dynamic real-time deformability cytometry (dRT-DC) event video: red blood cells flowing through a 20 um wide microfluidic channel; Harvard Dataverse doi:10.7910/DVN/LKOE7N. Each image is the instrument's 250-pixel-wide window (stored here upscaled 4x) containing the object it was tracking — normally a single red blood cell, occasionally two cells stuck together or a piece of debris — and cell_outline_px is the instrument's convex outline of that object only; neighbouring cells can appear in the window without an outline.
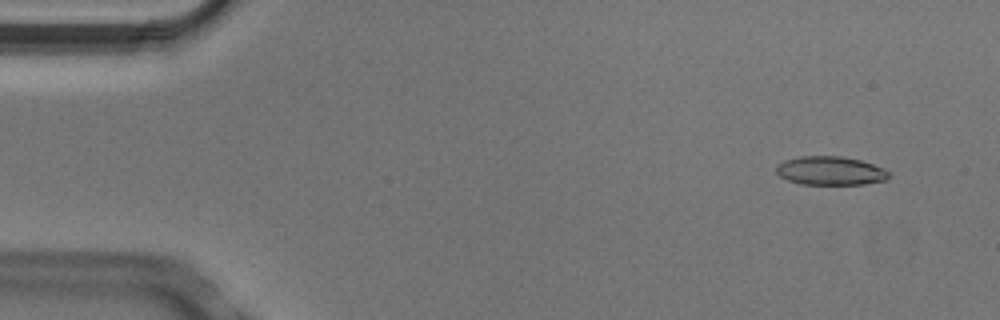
{"species": "Egyptian fruit bat (a non-hibernating species)", "species_latin": "Rousettus aegyptiacus", "temperature_condition": "cold", "stored_images_in_passage": 4, "camera_frame_rate_fps": 3000, "um_per_image_px": 0.085, "animal": {"sex": "male"}, "frame": {"image": 1, "passage_image": 1, "time_ms": 0.0, "image_size_px": [1000, 320], "cell_outline_px": [[888, 176], [884, 180], [864, 184], [800, 184], [788, 180], [780, 176], [776, 172], [776, 164], [784, 160], [800, 156], [840, 156], [860, 160], [884, 168], [888, 172]], "centroid_in_image_um": [70.53, 14.51], "position_along_channel_um": 14.5, "area_um2": 18.73}}
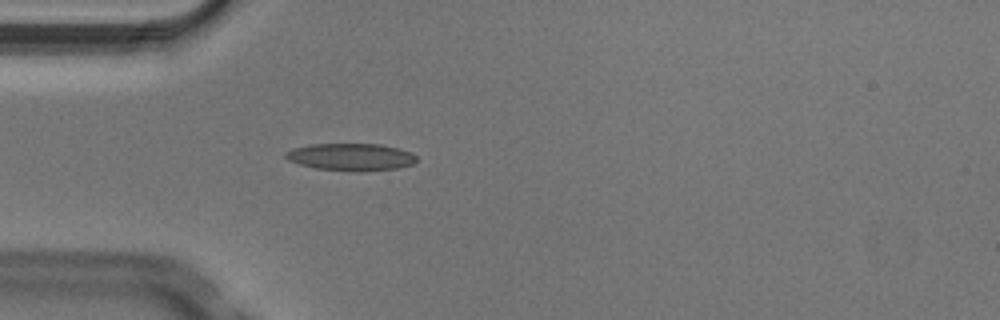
{"frame": {"image": 2, "passage_image": 4, "time_ms": 1.0, "image_size_px": [1000, 320], "cell_outline_px": [[416, 160], [412, 164], [396, 168], [364, 172], [352, 172], [316, 168], [300, 164], [288, 160], [284, 156], [284, 152], [292, 148], [312, 144], [380, 144], [400, 148], [412, 152], [416, 156]], "centroid_in_image_um": [29.83, 13.34], "position_along_channel_um": 55.2, "area_um2": 21.04}}